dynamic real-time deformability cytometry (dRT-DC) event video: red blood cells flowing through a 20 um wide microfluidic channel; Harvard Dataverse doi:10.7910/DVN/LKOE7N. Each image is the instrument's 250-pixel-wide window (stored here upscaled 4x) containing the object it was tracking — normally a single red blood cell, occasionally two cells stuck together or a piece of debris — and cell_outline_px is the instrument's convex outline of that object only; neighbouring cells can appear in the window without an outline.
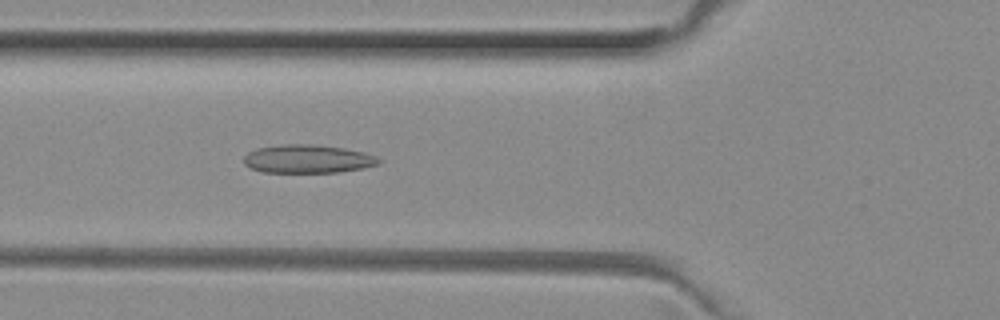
{"species": "common noctule bat (a hibernating species)", "species_latin": "Nyctalus noctula", "temperature_condition": "room temperature", "stored_images_in_passage": 48, "camera_frame_rate_fps": 3000, "um_per_image_px": 0.085, "animal": {"sex": "female", "body_mass_g": 29.2, "forearm_length_mm": 56.3}, "frame": {"image": 1, "passage_image": 17, "time_ms": 5.333, "image_size_px": [1000, 320], "cell_outline_px": [[384, 160], [380, 164], [364, 168], [340, 172], [260, 172], [244, 164], [244, 156], [248, 152], [256, 148], [284, 144], [312, 144], [344, 148], [364, 152], [376, 156]], "centroid_in_image_um": [26.19, 13.51], "position_along_channel_um": 99.6, "area_um2": 22.48}}
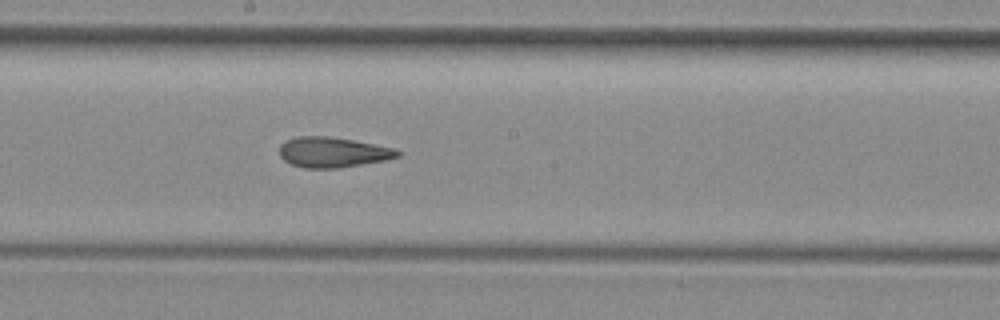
{"frame": {"image": 2, "passage_image": 26, "time_ms": 8.333, "image_size_px": [1000, 320], "cell_outline_px": [[400, 156], [384, 160], [336, 168], [304, 168], [292, 164], [284, 160], [280, 156], [280, 144], [296, 136], [328, 136], [352, 140], [396, 148], [400, 152]], "centroid_in_image_um": [28.27, 12.93], "position_along_channel_um": 219.9, "area_um2": 20.63}}
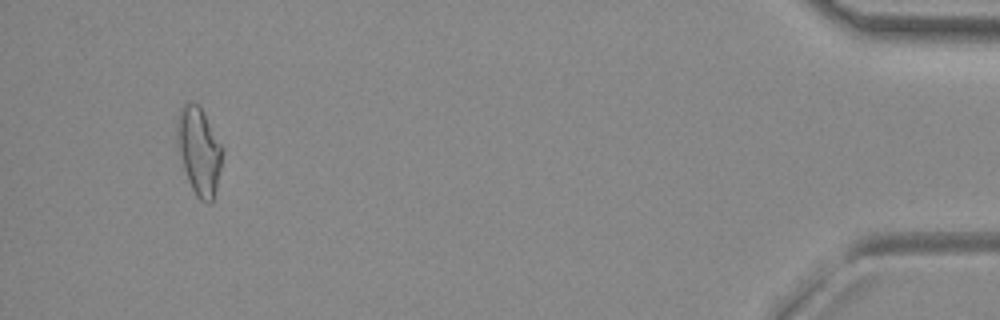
{"frame": {"image": 3, "passage_image": 47, "time_ms": 15.333, "image_size_px": [1000, 320], "cell_outline_px": [[224, 152], [216, 188], [212, 204], [208, 204], [200, 200], [196, 196], [188, 180], [180, 156], [176, 128], [176, 120], [180, 108], [184, 104], [192, 100], [200, 104], [224, 148]], "centroid_in_image_um": [16.94, 12.79], "position_along_channel_um": 418.3, "area_um2": 23.47}}